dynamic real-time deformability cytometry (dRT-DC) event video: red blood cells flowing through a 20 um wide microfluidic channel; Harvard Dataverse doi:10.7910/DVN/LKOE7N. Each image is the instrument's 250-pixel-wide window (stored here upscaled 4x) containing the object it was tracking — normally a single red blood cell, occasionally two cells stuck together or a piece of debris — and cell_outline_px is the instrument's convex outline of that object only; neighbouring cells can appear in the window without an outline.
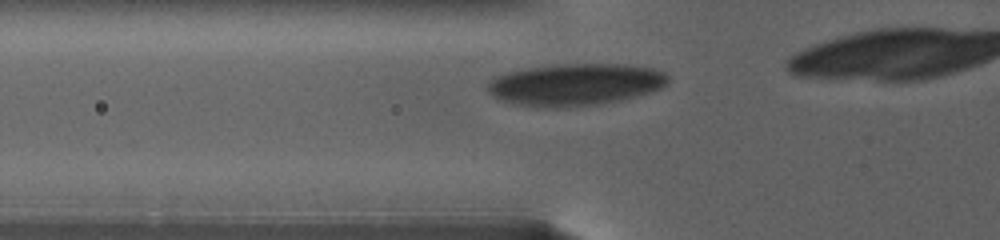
{"species": "human", "species_latin": "Homo sapiens", "temperature_condition": "warm", "stored_images_in_passage": 62, "camera_frame_rate_fps": 3000, "um_per_image_px": 0.085, "donor": {"sex": "female"}, "frame": {"image": 1, "passage_image": 3, "time_ms": 0.333, "image_size_px": [1000, 240], "cell_outline_px": [[668, 84], [660, 88], [636, 96], [620, 100], [600, 104], [564, 108], [536, 108], [512, 104], [496, 100], [488, 92], [488, 84], [492, 76], [504, 72], [520, 68], [556, 64], [628, 64], [652, 68], [664, 72], [668, 76]], "centroid_in_image_um": [48.8, 7.19], "position_along_channel_um": 77.0, "area_um2": 45.2}}
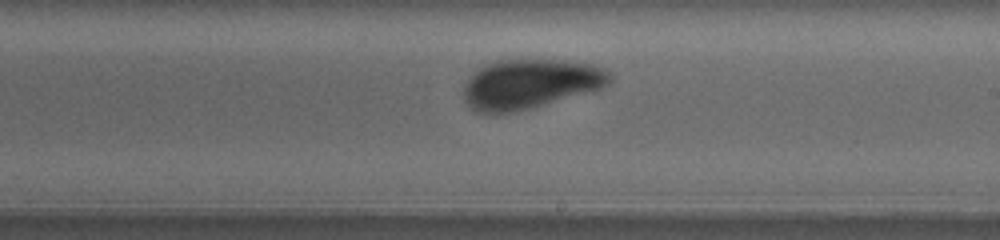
{"frame": {"image": 2, "passage_image": 39, "time_ms": 7.0, "image_size_px": [1000, 240], "cell_outline_px": [[612, 80], [608, 84], [600, 88], [532, 108], [508, 112], [476, 112], [464, 100], [464, 84], [480, 68], [496, 60], [568, 60], [592, 64], [604, 68], [612, 72]], "centroid_in_image_um": [45.1, 7.11], "position_along_channel_um": 243.9, "area_um2": 41.73}}
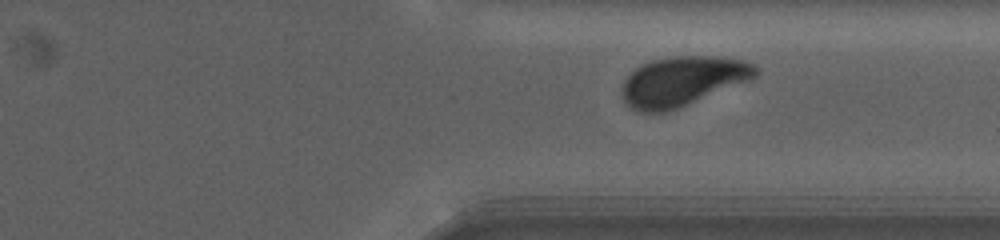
{"frame": {"image": 3, "passage_image": 61, "time_ms": 11.333, "image_size_px": [1000, 240], "cell_outline_px": [[760, 72], [756, 76], [748, 80], [676, 108], [664, 112], [636, 112], [628, 108], [620, 92], [624, 80], [636, 68], [652, 60], [672, 56], [716, 56], [744, 60], [760, 68]], "centroid_in_image_um": [57.98, 6.89], "position_along_channel_um": 353.4, "area_um2": 38.26}}